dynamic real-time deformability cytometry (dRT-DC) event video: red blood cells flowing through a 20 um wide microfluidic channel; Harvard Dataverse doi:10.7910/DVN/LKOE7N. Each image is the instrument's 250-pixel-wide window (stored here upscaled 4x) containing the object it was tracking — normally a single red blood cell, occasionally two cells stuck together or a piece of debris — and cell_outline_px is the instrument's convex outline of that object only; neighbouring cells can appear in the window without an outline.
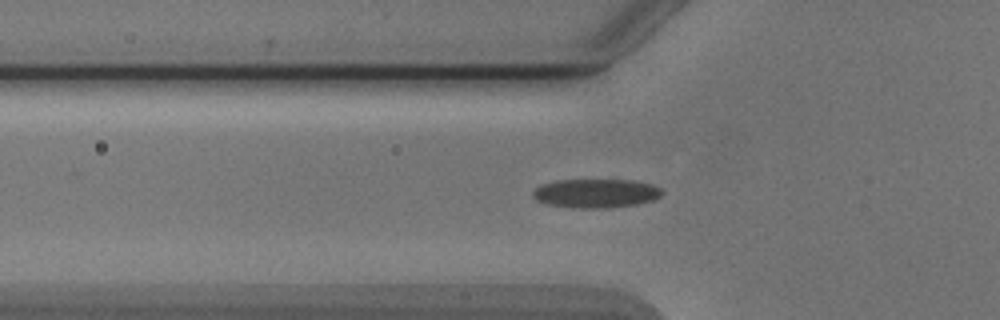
{"species": "Egyptian fruit bat (a non-hibernating species)", "species_latin": "Rousettus aegyptiacus", "temperature_condition": "cold", "stored_images_in_passage": 54, "camera_frame_rate_fps": 3000, "um_per_image_px": 0.085, "animal": {"sex": "male"}, "frame": {"image": 1, "passage_image": 18, "time_ms": 5.667, "image_size_px": [1000, 320], "cell_outline_px": [[664, 192], [660, 196], [652, 200], [636, 204], [608, 208], [572, 208], [544, 204], [536, 200], [532, 196], [532, 192], [540, 184], [556, 180], [632, 180], [652, 184], [660, 188]], "centroid_in_image_um": [50.6, 16.43], "position_along_channel_um": 75.2, "area_um2": 21.96}}
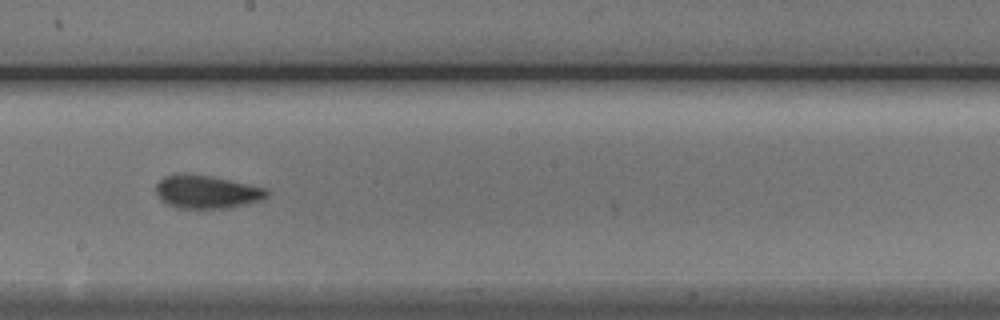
{"frame": {"image": 2, "passage_image": 30, "time_ms": 9.667, "image_size_px": [1000, 320], "cell_outline_px": [[268, 196], [260, 200], [248, 204], [228, 208], [176, 208], [160, 200], [156, 192], [156, 184], [164, 176], [180, 172], [208, 176], [264, 188], [268, 192]], "centroid_in_image_um": [17.51, 16.31], "position_along_channel_um": 230.7, "area_um2": 21.27}}
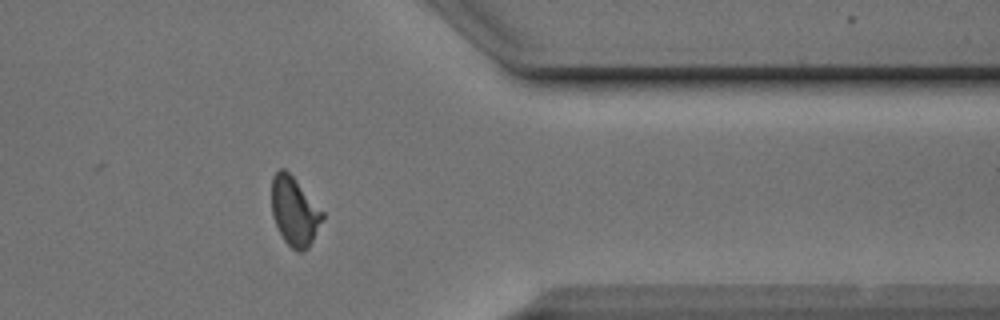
{"frame": {"image": 3, "passage_image": 43, "time_ms": 14.0, "image_size_px": [1000, 320], "cell_outline_px": [[324, 220], [308, 248], [304, 252], [296, 252], [284, 240], [272, 216], [272, 176], [280, 168], [284, 168], [296, 180], [324, 212]], "centroid_in_image_um": [25.05, 17.98], "position_along_channel_um": 386.4, "area_um2": 20.4}, "authors_computed_cell_mechanics": {"area_um2": 20.5768, "velocity_mm_per_s": 3.8829, "shape_relaxation_time_tau1_ms": 4.1321, "shape_relaxation_time_tau2_ms": 1.4175, "deformation_change_tau1": 0.1172, "deformation_change_tau2": 0.0706}}